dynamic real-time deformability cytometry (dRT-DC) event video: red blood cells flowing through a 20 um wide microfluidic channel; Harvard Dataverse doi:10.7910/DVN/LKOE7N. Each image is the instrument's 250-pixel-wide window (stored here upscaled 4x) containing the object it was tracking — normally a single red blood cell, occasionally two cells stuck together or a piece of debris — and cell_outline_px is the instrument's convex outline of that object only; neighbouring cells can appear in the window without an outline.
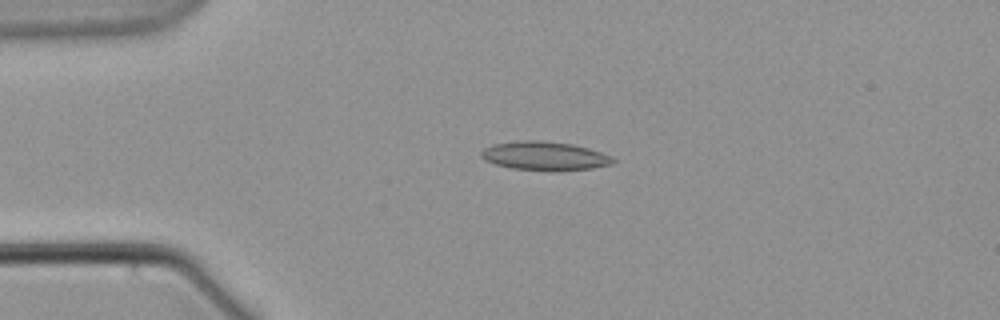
{"species": "common noctule bat (a hibernating species)", "species_latin": "Nyctalus noctula", "temperature_condition": "warm", "stored_images_in_passage": 6, "camera_frame_rate_fps": 3000, "um_per_image_px": 0.085, "animal": {"sex": "male", "body_mass_g": 21.5, "forearm_length_mm": 52.0}, "frame": {"image": 1, "passage_image": 5, "time_ms": 5.0, "image_size_px": [1000, 320], "cell_outline_px": [[616, 160], [612, 164], [592, 168], [512, 168], [496, 164], [480, 156], [480, 152], [484, 148], [492, 144], [520, 140], [544, 140], [572, 144], [588, 148], [612, 156]], "centroid_in_image_um": [46.28, 13.19], "position_along_channel_um": 38.7, "area_um2": 21.15}}